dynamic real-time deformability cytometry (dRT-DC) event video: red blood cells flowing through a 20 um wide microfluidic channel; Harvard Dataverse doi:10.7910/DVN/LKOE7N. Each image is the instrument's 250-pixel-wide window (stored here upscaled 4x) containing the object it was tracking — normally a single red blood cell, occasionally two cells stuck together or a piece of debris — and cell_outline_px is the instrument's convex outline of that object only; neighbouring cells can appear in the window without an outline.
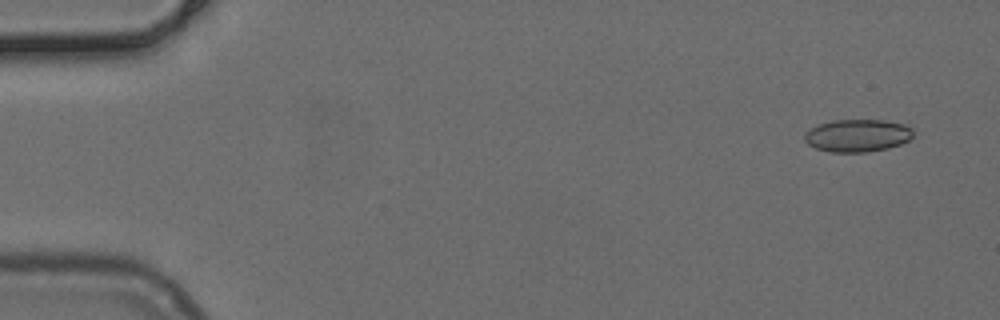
{"species": "common noctule bat (a hibernating species)", "species_latin": "Nyctalus noctula", "temperature_condition": "cold", "stored_images_in_passage": 49, "camera_frame_rate_fps": 3000, "um_per_image_px": 0.085, "animal": {"sex": "female", "body_mass_g": 24.6, "forearm_length_mm": 56.2}, "frame": {"image": 1, "passage_image": 1, "time_ms": 0.0, "image_size_px": [1000, 320], "cell_outline_px": [[912, 136], [908, 140], [900, 144], [888, 148], [864, 152], [828, 152], [816, 148], [808, 144], [804, 140], [804, 136], [816, 124], [832, 120], [884, 120], [904, 124], [912, 128]], "centroid_in_image_um": [72.87, 11.52], "position_along_channel_um": 12.1, "area_um2": 20.58}}
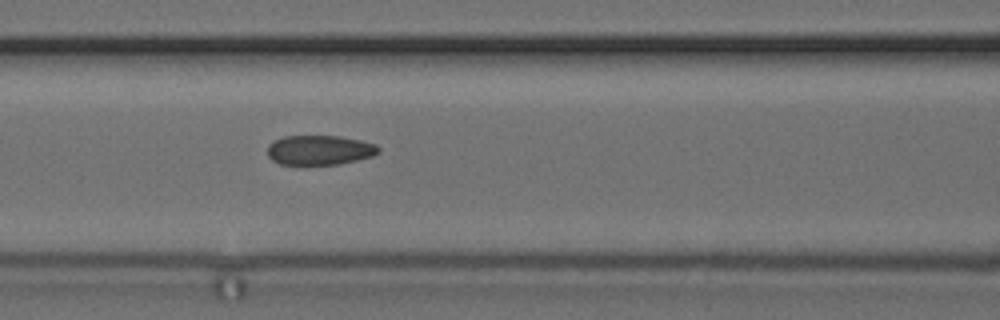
{"frame": {"image": 2, "passage_image": 20, "time_ms": 6.333, "image_size_px": [1000, 320], "cell_outline_px": [[380, 152], [372, 156], [340, 164], [280, 164], [272, 160], [268, 156], [268, 144], [284, 136], [340, 136], [360, 140], [376, 144], [380, 148]], "centroid_in_image_um": [27.18, 12.75], "position_along_channel_um": 139.4, "area_um2": 19.13}}
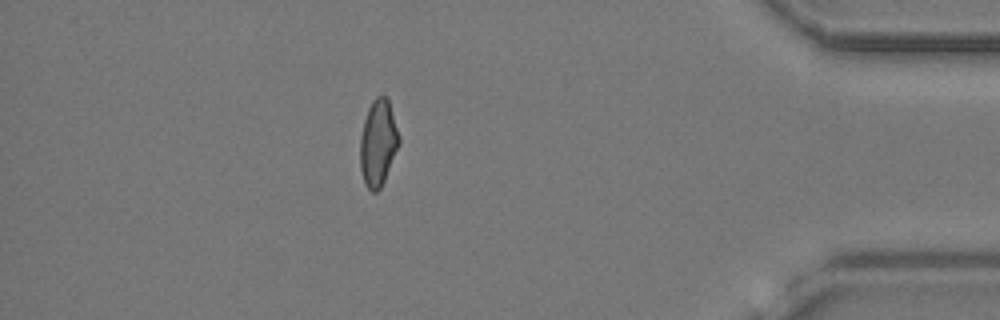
{"frame": {"image": 3, "passage_image": 43, "time_ms": 14.0, "image_size_px": [1000, 320], "cell_outline_px": [[400, 144], [384, 180], [380, 188], [376, 192], [372, 192], [364, 184], [360, 168], [360, 136], [364, 120], [368, 108], [372, 100], [376, 96], [384, 96], [388, 100], [400, 136]], "centroid_in_image_um": [32.13, 12.16], "position_along_channel_um": 403.1, "area_um2": 19.59}}